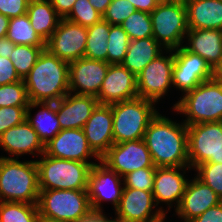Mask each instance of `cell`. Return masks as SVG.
Masks as SVG:
<instances>
[{"label":"cell","instance_id":"17","mask_svg":"<svg viewBox=\"0 0 222 222\" xmlns=\"http://www.w3.org/2000/svg\"><path fill=\"white\" fill-rule=\"evenodd\" d=\"M46 155L50 157L89 163V158H101L89 146L83 129H62L53 139L45 144ZM94 156V157H93Z\"/></svg>","mask_w":222,"mask_h":222},{"label":"cell","instance_id":"34","mask_svg":"<svg viewBox=\"0 0 222 222\" xmlns=\"http://www.w3.org/2000/svg\"><path fill=\"white\" fill-rule=\"evenodd\" d=\"M121 27L126 31L130 40L153 37L152 20L150 13L135 10Z\"/></svg>","mask_w":222,"mask_h":222},{"label":"cell","instance_id":"51","mask_svg":"<svg viewBox=\"0 0 222 222\" xmlns=\"http://www.w3.org/2000/svg\"><path fill=\"white\" fill-rule=\"evenodd\" d=\"M37 222H66V221H55V220H51V219H47V218L39 216Z\"/></svg>","mask_w":222,"mask_h":222},{"label":"cell","instance_id":"19","mask_svg":"<svg viewBox=\"0 0 222 222\" xmlns=\"http://www.w3.org/2000/svg\"><path fill=\"white\" fill-rule=\"evenodd\" d=\"M186 184L183 197L175 209L176 215L184 222H190L207 209L218 205L222 199L197 176Z\"/></svg>","mask_w":222,"mask_h":222},{"label":"cell","instance_id":"42","mask_svg":"<svg viewBox=\"0 0 222 222\" xmlns=\"http://www.w3.org/2000/svg\"><path fill=\"white\" fill-rule=\"evenodd\" d=\"M22 80L9 58L0 56V85L15 83Z\"/></svg>","mask_w":222,"mask_h":222},{"label":"cell","instance_id":"47","mask_svg":"<svg viewBox=\"0 0 222 222\" xmlns=\"http://www.w3.org/2000/svg\"><path fill=\"white\" fill-rule=\"evenodd\" d=\"M14 48L15 44L6 36L0 38V56L9 58Z\"/></svg>","mask_w":222,"mask_h":222},{"label":"cell","instance_id":"49","mask_svg":"<svg viewBox=\"0 0 222 222\" xmlns=\"http://www.w3.org/2000/svg\"><path fill=\"white\" fill-rule=\"evenodd\" d=\"M9 18L0 13V38L7 35V30L9 26Z\"/></svg>","mask_w":222,"mask_h":222},{"label":"cell","instance_id":"37","mask_svg":"<svg viewBox=\"0 0 222 222\" xmlns=\"http://www.w3.org/2000/svg\"><path fill=\"white\" fill-rule=\"evenodd\" d=\"M195 169L196 176L222 199V163L206 162Z\"/></svg>","mask_w":222,"mask_h":222},{"label":"cell","instance_id":"38","mask_svg":"<svg viewBox=\"0 0 222 222\" xmlns=\"http://www.w3.org/2000/svg\"><path fill=\"white\" fill-rule=\"evenodd\" d=\"M156 168H141L123 176L124 187L153 191Z\"/></svg>","mask_w":222,"mask_h":222},{"label":"cell","instance_id":"11","mask_svg":"<svg viewBox=\"0 0 222 222\" xmlns=\"http://www.w3.org/2000/svg\"><path fill=\"white\" fill-rule=\"evenodd\" d=\"M101 161L121 177L141 168H156L144 139L114 143Z\"/></svg>","mask_w":222,"mask_h":222},{"label":"cell","instance_id":"16","mask_svg":"<svg viewBox=\"0 0 222 222\" xmlns=\"http://www.w3.org/2000/svg\"><path fill=\"white\" fill-rule=\"evenodd\" d=\"M109 63L82 57L69 62V91L77 95L97 96Z\"/></svg>","mask_w":222,"mask_h":222},{"label":"cell","instance_id":"8","mask_svg":"<svg viewBox=\"0 0 222 222\" xmlns=\"http://www.w3.org/2000/svg\"><path fill=\"white\" fill-rule=\"evenodd\" d=\"M39 216L55 221L77 222L91 210L87 190H40Z\"/></svg>","mask_w":222,"mask_h":222},{"label":"cell","instance_id":"1","mask_svg":"<svg viewBox=\"0 0 222 222\" xmlns=\"http://www.w3.org/2000/svg\"><path fill=\"white\" fill-rule=\"evenodd\" d=\"M143 139L155 167L189 166L188 132L184 122L176 123L158 112Z\"/></svg>","mask_w":222,"mask_h":222},{"label":"cell","instance_id":"14","mask_svg":"<svg viewBox=\"0 0 222 222\" xmlns=\"http://www.w3.org/2000/svg\"><path fill=\"white\" fill-rule=\"evenodd\" d=\"M87 28L62 18L45 48L59 59L72 62L84 57Z\"/></svg>","mask_w":222,"mask_h":222},{"label":"cell","instance_id":"32","mask_svg":"<svg viewBox=\"0 0 222 222\" xmlns=\"http://www.w3.org/2000/svg\"><path fill=\"white\" fill-rule=\"evenodd\" d=\"M43 49L45 46L15 45L9 59L21 79L29 74Z\"/></svg>","mask_w":222,"mask_h":222},{"label":"cell","instance_id":"52","mask_svg":"<svg viewBox=\"0 0 222 222\" xmlns=\"http://www.w3.org/2000/svg\"><path fill=\"white\" fill-rule=\"evenodd\" d=\"M166 218V214H164L163 216H161L160 218L157 219L156 222H164Z\"/></svg>","mask_w":222,"mask_h":222},{"label":"cell","instance_id":"36","mask_svg":"<svg viewBox=\"0 0 222 222\" xmlns=\"http://www.w3.org/2000/svg\"><path fill=\"white\" fill-rule=\"evenodd\" d=\"M65 19L87 28L99 22L102 15L89 3V0H76Z\"/></svg>","mask_w":222,"mask_h":222},{"label":"cell","instance_id":"30","mask_svg":"<svg viewBox=\"0 0 222 222\" xmlns=\"http://www.w3.org/2000/svg\"><path fill=\"white\" fill-rule=\"evenodd\" d=\"M6 37L15 45L45 46V42L31 26L27 14L9 20Z\"/></svg>","mask_w":222,"mask_h":222},{"label":"cell","instance_id":"41","mask_svg":"<svg viewBox=\"0 0 222 222\" xmlns=\"http://www.w3.org/2000/svg\"><path fill=\"white\" fill-rule=\"evenodd\" d=\"M30 0H0V13L9 19L27 14Z\"/></svg>","mask_w":222,"mask_h":222},{"label":"cell","instance_id":"48","mask_svg":"<svg viewBox=\"0 0 222 222\" xmlns=\"http://www.w3.org/2000/svg\"><path fill=\"white\" fill-rule=\"evenodd\" d=\"M112 0H89V3L103 16Z\"/></svg>","mask_w":222,"mask_h":222},{"label":"cell","instance_id":"26","mask_svg":"<svg viewBox=\"0 0 222 222\" xmlns=\"http://www.w3.org/2000/svg\"><path fill=\"white\" fill-rule=\"evenodd\" d=\"M164 49L153 37L130 40L121 65L137 76Z\"/></svg>","mask_w":222,"mask_h":222},{"label":"cell","instance_id":"6","mask_svg":"<svg viewBox=\"0 0 222 222\" xmlns=\"http://www.w3.org/2000/svg\"><path fill=\"white\" fill-rule=\"evenodd\" d=\"M155 104L140 97L110 104L114 143L143 139L150 121L158 113Z\"/></svg>","mask_w":222,"mask_h":222},{"label":"cell","instance_id":"15","mask_svg":"<svg viewBox=\"0 0 222 222\" xmlns=\"http://www.w3.org/2000/svg\"><path fill=\"white\" fill-rule=\"evenodd\" d=\"M157 207L152 191L124 187L119 205L114 210L116 219L124 222H156L169 210Z\"/></svg>","mask_w":222,"mask_h":222},{"label":"cell","instance_id":"29","mask_svg":"<svg viewBox=\"0 0 222 222\" xmlns=\"http://www.w3.org/2000/svg\"><path fill=\"white\" fill-rule=\"evenodd\" d=\"M110 24L101 19L99 22L87 27V40L84 57L107 62V41Z\"/></svg>","mask_w":222,"mask_h":222},{"label":"cell","instance_id":"10","mask_svg":"<svg viewBox=\"0 0 222 222\" xmlns=\"http://www.w3.org/2000/svg\"><path fill=\"white\" fill-rule=\"evenodd\" d=\"M165 52L170 53L164 56ZM165 52L149 62L136 76L138 97L157 103L172 87L174 50L165 49Z\"/></svg>","mask_w":222,"mask_h":222},{"label":"cell","instance_id":"18","mask_svg":"<svg viewBox=\"0 0 222 222\" xmlns=\"http://www.w3.org/2000/svg\"><path fill=\"white\" fill-rule=\"evenodd\" d=\"M138 97L137 77L121 64H110L99 94V104H113Z\"/></svg>","mask_w":222,"mask_h":222},{"label":"cell","instance_id":"45","mask_svg":"<svg viewBox=\"0 0 222 222\" xmlns=\"http://www.w3.org/2000/svg\"><path fill=\"white\" fill-rule=\"evenodd\" d=\"M136 10L151 13L162 0H128Z\"/></svg>","mask_w":222,"mask_h":222},{"label":"cell","instance_id":"35","mask_svg":"<svg viewBox=\"0 0 222 222\" xmlns=\"http://www.w3.org/2000/svg\"><path fill=\"white\" fill-rule=\"evenodd\" d=\"M30 104L24 80L0 85V107H28Z\"/></svg>","mask_w":222,"mask_h":222},{"label":"cell","instance_id":"21","mask_svg":"<svg viewBox=\"0 0 222 222\" xmlns=\"http://www.w3.org/2000/svg\"><path fill=\"white\" fill-rule=\"evenodd\" d=\"M185 169L191 168L189 166L156 167L152 193L157 206L160 202L166 203L169 209L174 206L172 205L174 202H176V208L179 206L188 182L184 177Z\"/></svg>","mask_w":222,"mask_h":222},{"label":"cell","instance_id":"20","mask_svg":"<svg viewBox=\"0 0 222 222\" xmlns=\"http://www.w3.org/2000/svg\"><path fill=\"white\" fill-rule=\"evenodd\" d=\"M82 129L89 146L101 158L114 144L111 105L98 104Z\"/></svg>","mask_w":222,"mask_h":222},{"label":"cell","instance_id":"43","mask_svg":"<svg viewBox=\"0 0 222 222\" xmlns=\"http://www.w3.org/2000/svg\"><path fill=\"white\" fill-rule=\"evenodd\" d=\"M190 222H222V202L207 209Z\"/></svg>","mask_w":222,"mask_h":222},{"label":"cell","instance_id":"40","mask_svg":"<svg viewBox=\"0 0 222 222\" xmlns=\"http://www.w3.org/2000/svg\"><path fill=\"white\" fill-rule=\"evenodd\" d=\"M27 107H0V136L9 128L26 120Z\"/></svg>","mask_w":222,"mask_h":222},{"label":"cell","instance_id":"50","mask_svg":"<svg viewBox=\"0 0 222 222\" xmlns=\"http://www.w3.org/2000/svg\"><path fill=\"white\" fill-rule=\"evenodd\" d=\"M214 77L222 83V66H219L215 71H214Z\"/></svg>","mask_w":222,"mask_h":222},{"label":"cell","instance_id":"44","mask_svg":"<svg viewBox=\"0 0 222 222\" xmlns=\"http://www.w3.org/2000/svg\"><path fill=\"white\" fill-rule=\"evenodd\" d=\"M57 14L61 18H65L71 11L76 0H49Z\"/></svg>","mask_w":222,"mask_h":222},{"label":"cell","instance_id":"24","mask_svg":"<svg viewBox=\"0 0 222 222\" xmlns=\"http://www.w3.org/2000/svg\"><path fill=\"white\" fill-rule=\"evenodd\" d=\"M0 148L9 155L16 156V159L23 154L29 153L34 156L40 154L41 156L45 152V145L27 120L9 128L0 136Z\"/></svg>","mask_w":222,"mask_h":222},{"label":"cell","instance_id":"23","mask_svg":"<svg viewBox=\"0 0 222 222\" xmlns=\"http://www.w3.org/2000/svg\"><path fill=\"white\" fill-rule=\"evenodd\" d=\"M187 42L183 47L203 58L213 71L222 60V30L189 29L185 36Z\"/></svg>","mask_w":222,"mask_h":222},{"label":"cell","instance_id":"9","mask_svg":"<svg viewBox=\"0 0 222 222\" xmlns=\"http://www.w3.org/2000/svg\"><path fill=\"white\" fill-rule=\"evenodd\" d=\"M189 167L222 163V121L187 126Z\"/></svg>","mask_w":222,"mask_h":222},{"label":"cell","instance_id":"28","mask_svg":"<svg viewBox=\"0 0 222 222\" xmlns=\"http://www.w3.org/2000/svg\"><path fill=\"white\" fill-rule=\"evenodd\" d=\"M27 15L35 32L46 42L62 19L49 0H30Z\"/></svg>","mask_w":222,"mask_h":222},{"label":"cell","instance_id":"12","mask_svg":"<svg viewBox=\"0 0 222 222\" xmlns=\"http://www.w3.org/2000/svg\"><path fill=\"white\" fill-rule=\"evenodd\" d=\"M212 78H214V71L203 58L186 50L183 46L174 49L172 74L174 88L186 94L200 83Z\"/></svg>","mask_w":222,"mask_h":222},{"label":"cell","instance_id":"27","mask_svg":"<svg viewBox=\"0 0 222 222\" xmlns=\"http://www.w3.org/2000/svg\"><path fill=\"white\" fill-rule=\"evenodd\" d=\"M41 106V110L32 117V108ZM26 120L38 134L39 139L45 145L53 139L60 131L55 103H33L30 102L26 111Z\"/></svg>","mask_w":222,"mask_h":222},{"label":"cell","instance_id":"3","mask_svg":"<svg viewBox=\"0 0 222 222\" xmlns=\"http://www.w3.org/2000/svg\"><path fill=\"white\" fill-rule=\"evenodd\" d=\"M39 193L36 160L0 157V201L37 204Z\"/></svg>","mask_w":222,"mask_h":222},{"label":"cell","instance_id":"7","mask_svg":"<svg viewBox=\"0 0 222 222\" xmlns=\"http://www.w3.org/2000/svg\"><path fill=\"white\" fill-rule=\"evenodd\" d=\"M153 38L165 49H177L189 30L184 0H162L150 13Z\"/></svg>","mask_w":222,"mask_h":222},{"label":"cell","instance_id":"5","mask_svg":"<svg viewBox=\"0 0 222 222\" xmlns=\"http://www.w3.org/2000/svg\"><path fill=\"white\" fill-rule=\"evenodd\" d=\"M42 155L36 160L39 190H87L89 163Z\"/></svg>","mask_w":222,"mask_h":222},{"label":"cell","instance_id":"53","mask_svg":"<svg viewBox=\"0 0 222 222\" xmlns=\"http://www.w3.org/2000/svg\"><path fill=\"white\" fill-rule=\"evenodd\" d=\"M108 222H124V221H121L115 218V219H110Z\"/></svg>","mask_w":222,"mask_h":222},{"label":"cell","instance_id":"22","mask_svg":"<svg viewBox=\"0 0 222 222\" xmlns=\"http://www.w3.org/2000/svg\"><path fill=\"white\" fill-rule=\"evenodd\" d=\"M98 104L95 96L66 94L55 102L61 130L82 129Z\"/></svg>","mask_w":222,"mask_h":222},{"label":"cell","instance_id":"33","mask_svg":"<svg viewBox=\"0 0 222 222\" xmlns=\"http://www.w3.org/2000/svg\"><path fill=\"white\" fill-rule=\"evenodd\" d=\"M130 38L121 25H111L107 41V62L121 64L128 50Z\"/></svg>","mask_w":222,"mask_h":222},{"label":"cell","instance_id":"31","mask_svg":"<svg viewBox=\"0 0 222 222\" xmlns=\"http://www.w3.org/2000/svg\"><path fill=\"white\" fill-rule=\"evenodd\" d=\"M37 204L0 201V222H37Z\"/></svg>","mask_w":222,"mask_h":222},{"label":"cell","instance_id":"2","mask_svg":"<svg viewBox=\"0 0 222 222\" xmlns=\"http://www.w3.org/2000/svg\"><path fill=\"white\" fill-rule=\"evenodd\" d=\"M23 80L30 102L55 103L70 92L69 62L45 48Z\"/></svg>","mask_w":222,"mask_h":222},{"label":"cell","instance_id":"46","mask_svg":"<svg viewBox=\"0 0 222 222\" xmlns=\"http://www.w3.org/2000/svg\"><path fill=\"white\" fill-rule=\"evenodd\" d=\"M109 220L103 211L91 210L77 222H108Z\"/></svg>","mask_w":222,"mask_h":222},{"label":"cell","instance_id":"4","mask_svg":"<svg viewBox=\"0 0 222 222\" xmlns=\"http://www.w3.org/2000/svg\"><path fill=\"white\" fill-rule=\"evenodd\" d=\"M172 109L186 116L183 122L187 126L222 121V83L215 77L200 83L184 94Z\"/></svg>","mask_w":222,"mask_h":222},{"label":"cell","instance_id":"13","mask_svg":"<svg viewBox=\"0 0 222 222\" xmlns=\"http://www.w3.org/2000/svg\"><path fill=\"white\" fill-rule=\"evenodd\" d=\"M121 182H123V177L111 170L101 160L99 164L92 165L87 188L92 210L103 211L101 205L103 201L112 202L114 209H116L124 189Z\"/></svg>","mask_w":222,"mask_h":222},{"label":"cell","instance_id":"25","mask_svg":"<svg viewBox=\"0 0 222 222\" xmlns=\"http://www.w3.org/2000/svg\"><path fill=\"white\" fill-rule=\"evenodd\" d=\"M189 29L222 30V1L184 0Z\"/></svg>","mask_w":222,"mask_h":222},{"label":"cell","instance_id":"39","mask_svg":"<svg viewBox=\"0 0 222 222\" xmlns=\"http://www.w3.org/2000/svg\"><path fill=\"white\" fill-rule=\"evenodd\" d=\"M135 10V7L128 0H112L102 19L110 25H121Z\"/></svg>","mask_w":222,"mask_h":222}]
</instances>
